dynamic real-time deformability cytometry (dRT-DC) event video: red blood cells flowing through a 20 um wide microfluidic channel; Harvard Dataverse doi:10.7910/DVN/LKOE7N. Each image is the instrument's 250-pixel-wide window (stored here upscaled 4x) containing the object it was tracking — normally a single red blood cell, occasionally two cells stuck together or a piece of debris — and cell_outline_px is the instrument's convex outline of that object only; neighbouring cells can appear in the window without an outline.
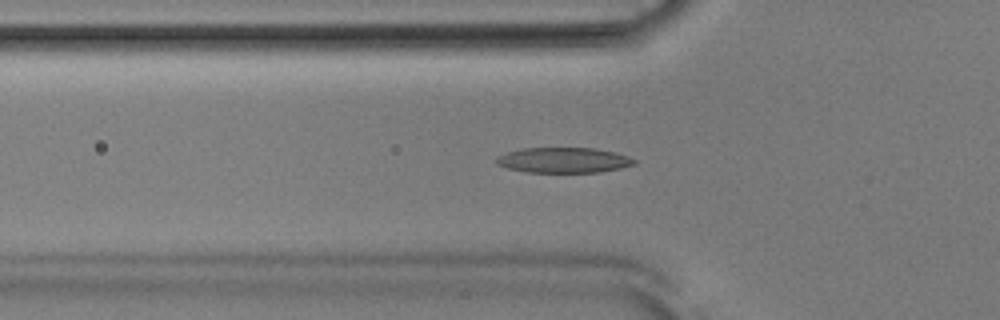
{"species": "Egyptian fruit bat (a non-hibernating species)", "species_latin": "Rousettus aegyptiacus", "temperature_condition": "room temperature", "stored_images_in_passage": 36, "camera_frame_rate_fps": 3000, "um_per_image_px": 0.085, "animal": {"sex": "male"}, "frame": {"image": 1, "passage_image": 2, "time_ms": 0.333, "image_size_px": [1000, 320], "cell_outline_px": [[636, 164], [620, 168], [600, 172], [528, 172], [508, 168], [496, 164], [496, 156], [520, 148], [596, 148], [628, 156], [636, 160]], "centroid_in_image_um": [47.89, 13.61], "position_along_channel_um": 77.9, "area_um2": 20.29}}
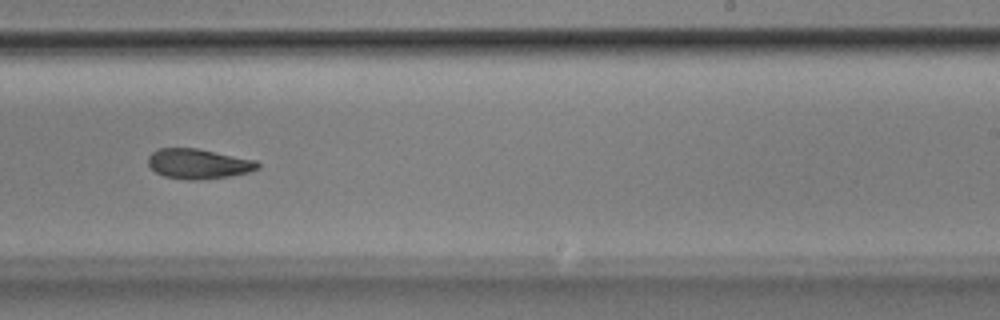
{"frame": {"image": 2, "passage_image": 17, "time_ms": 5.333, "image_size_px": [1000, 320], "cell_outline_px": [[260, 168], [248, 172], [228, 176], [196, 180], [188, 180], [164, 176], [156, 172], [148, 164], [148, 156], [152, 152], [160, 148], [196, 148], [256, 160], [260, 164]], "centroid_in_image_um": [16.86, 13.92], "position_along_channel_um": 272.1, "area_um2": 19.02}}
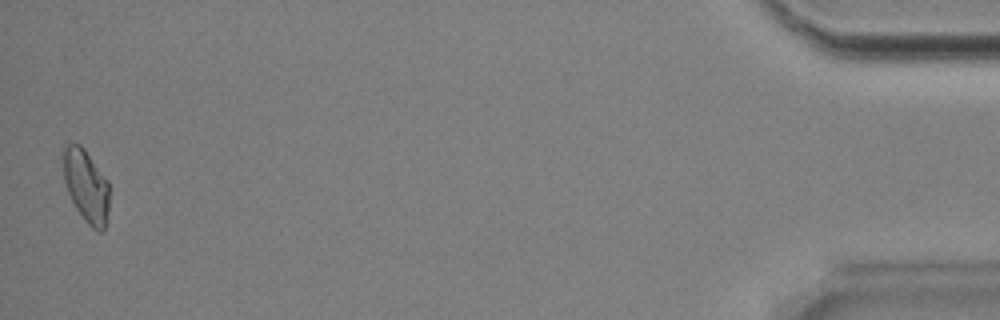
{"frame": {"image": 3, "passage_image": 36, "time_ms": 11.667, "image_size_px": [1000, 320], "cell_outline_px": [[108, 212], [104, 228], [100, 232], [96, 232], [84, 220], [76, 208], [68, 192], [64, 180], [60, 152], [64, 144], [80, 144], [84, 148], [108, 180]], "centroid_in_image_um": [7.28, 15.75], "position_along_channel_um": 427.9, "area_um2": 19.83}, "authors_computed_cell_mechanics": {"area_um2": 19.1318, "velocity_mm_per_s": 3.8847, "shape_relaxation_time_tau1_ms": 9.8412, "shape_relaxation_time_tau2_ms": 5.1562, "deformation_change_tau1": 0.2526, "deformation_change_tau2": 0.1331}}